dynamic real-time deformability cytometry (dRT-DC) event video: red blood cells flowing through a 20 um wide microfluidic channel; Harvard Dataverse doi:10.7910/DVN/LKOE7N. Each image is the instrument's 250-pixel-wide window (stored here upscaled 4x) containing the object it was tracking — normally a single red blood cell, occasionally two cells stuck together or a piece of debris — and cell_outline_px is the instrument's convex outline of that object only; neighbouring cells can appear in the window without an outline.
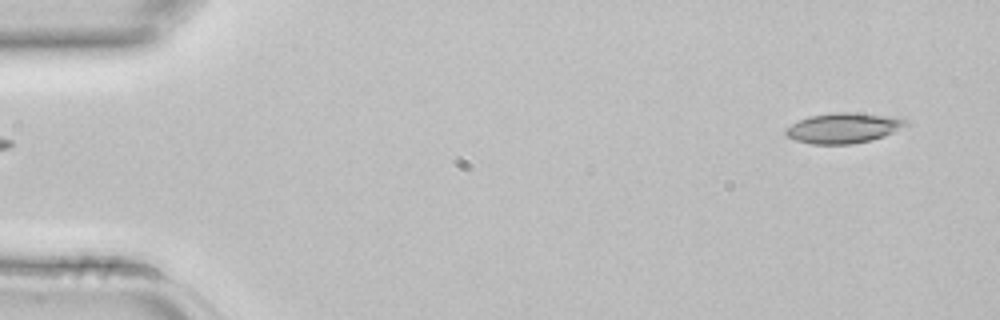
{"species": "common noctule bat (a hibernating species)", "species_latin": "Nyctalus noctula", "temperature_condition": "room temperature", "stored_images_in_passage": 2, "segment_of_instrument_passage": [2, 2], "camera_frame_rate_fps": 3000, "um_per_image_px": 0.085, "animal": {"sex": "female", "body_mass_g": 22.7, "forearm_length_mm": 54.2}, "frame": {"image": 1, "passage_image": 2, "time_ms": 0.333, "image_size_px": [1000, 320], "cell_outline_px": [[912, 124], [884, 136], [872, 140], [852, 144], [812, 144], [796, 140], [788, 136], [784, 132], [784, 128], [808, 116], [836, 112], [856, 112], [896, 116], [908, 120]], "centroid_in_image_um": [71.77, 10.86], "position_along_channel_um": 13.2, "area_um2": 21.56}}